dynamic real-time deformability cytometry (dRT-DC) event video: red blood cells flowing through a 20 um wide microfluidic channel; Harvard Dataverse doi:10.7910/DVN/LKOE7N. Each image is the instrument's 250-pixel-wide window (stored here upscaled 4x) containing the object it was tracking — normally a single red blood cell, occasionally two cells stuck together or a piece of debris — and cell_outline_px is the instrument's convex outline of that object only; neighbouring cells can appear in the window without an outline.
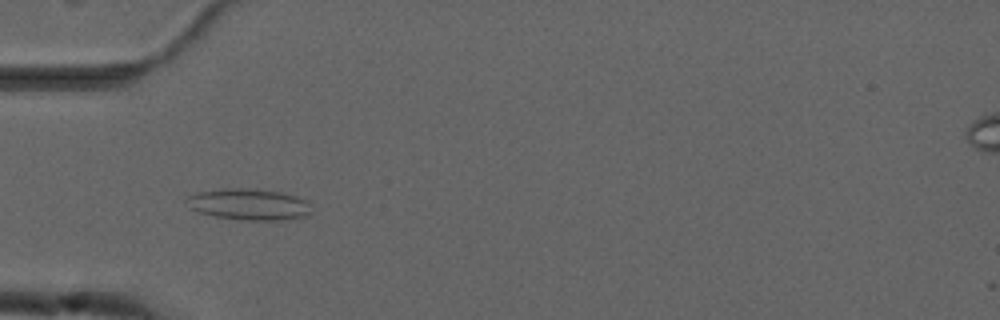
{"species": "common noctule bat (a hibernating species)", "species_latin": "Nyctalus noctula", "temperature_condition": "cold", "stored_images_in_passage": 55, "camera_frame_rate_fps": 3000, "um_per_image_px": 0.085, "animal": {"sex": "male", "forearm_length_mm": 52.5}, "frame": {"image": 1, "passage_image": 18, "time_ms": 5.667, "image_size_px": [1000, 320], "cell_outline_px": [[312, 212], [304, 216], [284, 220], [244, 220], [216, 216], [200, 212], [188, 208], [184, 200], [188, 196], [196, 192], [224, 188], [248, 188], [280, 192], [296, 196], [304, 200], [308, 204]], "centroid_in_image_um": [21.1, 17.36], "position_along_channel_um": 63.9, "area_um2": 22.77}}
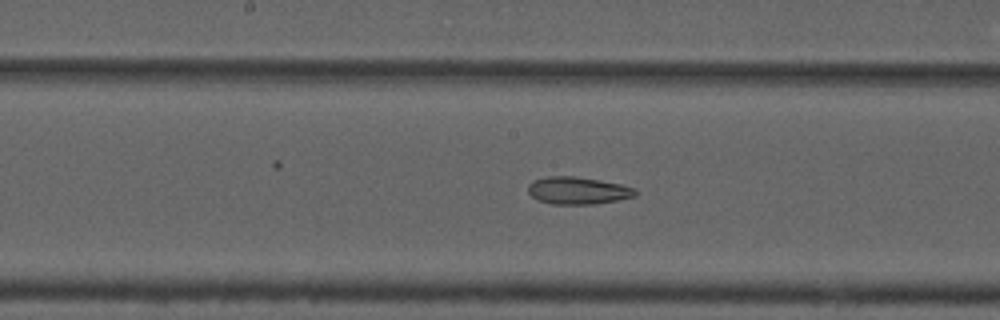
{"frame": {"image": 2, "passage_image": 29, "time_ms": 9.333, "image_size_px": [1000, 320], "cell_outline_px": [[636, 196], [620, 200], [592, 204], [552, 204], [536, 200], [528, 192], [528, 184], [532, 180], [548, 176], [572, 176], [600, 180], [620, 184], [636, 188]], "centroid_in_image_um": [49.1, 16.2], "position_along_channel_um": 199.1, "area_um2": 17.22}}
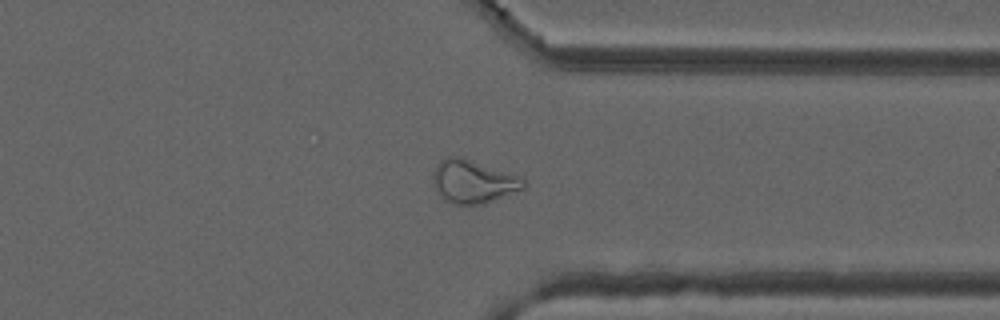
{"frame": {"image": 3, "passage_image": 43, "time_ms": 14.0, "image_size_px": [1000, 320], "cell_outline_px": [[524, 188], [484, 204], [456, 204], [444, 200], [436, 192], [432, 180], [432, 172], [436, 164], [440, 160], [448, 156], [460, 156], [524, 176]], "centroid_in_image_um": [40.2, 15.41], "position_along_channel_um": 371.2, "area_um2": 23.18}, "authors_computed_cell_mechanics": {"area_um2": 23.1778, "velocity_mm_per_s": 3.7205, "shape_relaxation_time_tau1_ms": null, "shape_relaxation_time_tau2_ms": 6.3437, "deformation_change_tau1": null, "deformation_change_tau2": 0.1453}}